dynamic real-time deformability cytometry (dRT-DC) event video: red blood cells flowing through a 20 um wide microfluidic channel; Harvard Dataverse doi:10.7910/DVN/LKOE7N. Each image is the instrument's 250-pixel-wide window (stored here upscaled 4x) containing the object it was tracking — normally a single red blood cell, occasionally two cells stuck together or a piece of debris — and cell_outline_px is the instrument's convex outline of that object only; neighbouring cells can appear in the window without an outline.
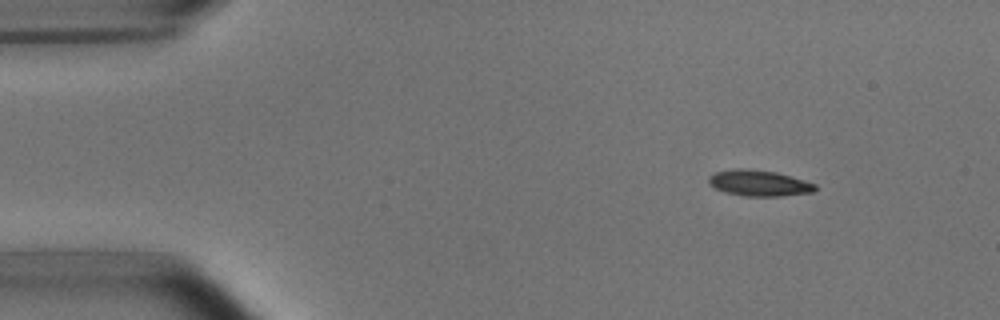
{"species": "common noctule bat (a hibernating species)", "species_latin": "Nyctalus noctula", "temperature_condition": "room temperature", "stored_images_in_passage": 6, "camera_frame_rate_fps": 3000, "um_per_image_px": 0.085, "animal": {"sex": "male", "body_mass_g": 15.6}, "frame": {"image": 1, "passage_image": 2, "time_ms": 2.0, "image_size_px": [1000, 320], "cell_outline_px": [[816, 188], [812, 192], [780, 196], [744, 196], [724, 192], [708, 184], [708, 176], [716, 172], [736, 168], [744, 168], [776, 172], [804, 180], [816, 184]], "centroid_in_image_um": [64.48, 15.56], "position_along_channel_um": 20.5, "area_um2": 16.07}}
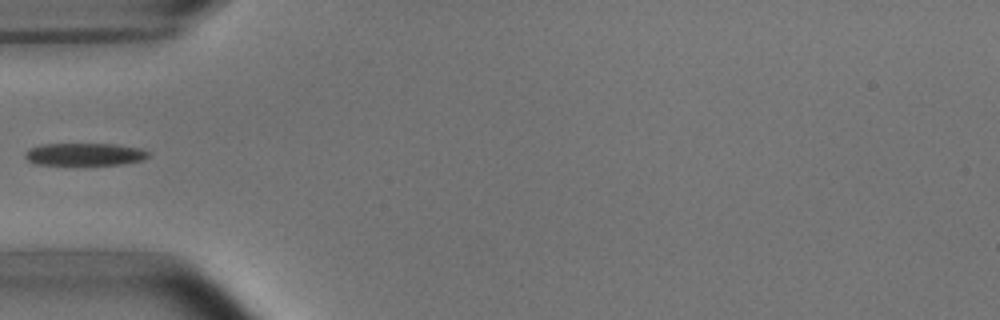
{"frame": {"image": 2, "passage_image": 5, "time_ms": 5.667, "image_size_px": [1000, 320], "cell_outline_px": [[148, 156], [144, 160], [124, 164], [36, 164], [28, 160], [24, 156], [24, 152], [28, 148], [40, 144], [112, 144], [140, 148], [148, 152]], "centroid_in_image_um": [7.17, 13.1], "position_along_channel_um": 77.8, "area_um2": 16.07}}